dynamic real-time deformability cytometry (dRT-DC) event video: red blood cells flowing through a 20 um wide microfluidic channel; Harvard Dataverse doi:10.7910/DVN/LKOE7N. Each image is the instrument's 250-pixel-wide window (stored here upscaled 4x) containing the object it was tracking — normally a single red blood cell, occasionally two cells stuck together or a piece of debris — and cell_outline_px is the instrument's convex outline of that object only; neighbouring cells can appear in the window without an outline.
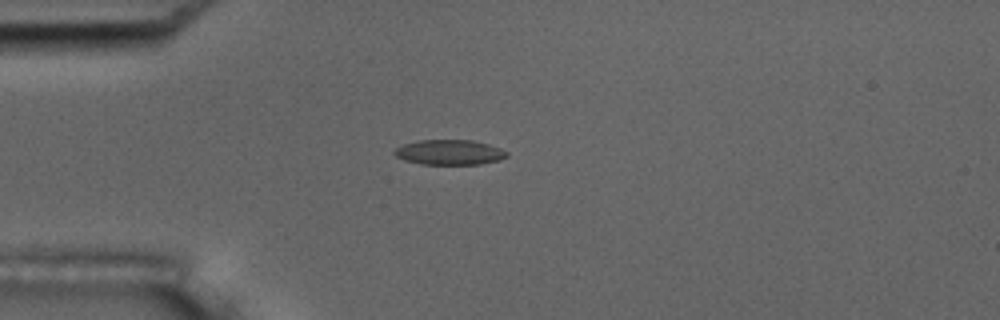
{"species": "common noctule bat (a hibernating species)", "species_latin": "Nyctalus noctula", "temperature_condition": "room temperature", "stored_images_in_passage": 4, "camera_frame_rate_fps": 3000, "um_per_image_px": 0.085, "animal": {"sex": "male", "body_mass_g": 17.5, "forearm_length_mm": 52.3}, "frame": {"image": 1, "passage_image": 4, "time_ms": 1.0, "image_size_px": [1000, 320], "cell_outline_px": [[508, 156], [500, 160], [480, 164], [420, 164], [404, 160], [396, 156], [392, 152], [396, 148], [404, 144], [420, 140], [472, 140], [488, 144], [500, 148], [508, 152]], "centroid_in_image_um": [38.21, 12.95], "position_along_channel_um": 46.8, "area_um2": 16.42}}